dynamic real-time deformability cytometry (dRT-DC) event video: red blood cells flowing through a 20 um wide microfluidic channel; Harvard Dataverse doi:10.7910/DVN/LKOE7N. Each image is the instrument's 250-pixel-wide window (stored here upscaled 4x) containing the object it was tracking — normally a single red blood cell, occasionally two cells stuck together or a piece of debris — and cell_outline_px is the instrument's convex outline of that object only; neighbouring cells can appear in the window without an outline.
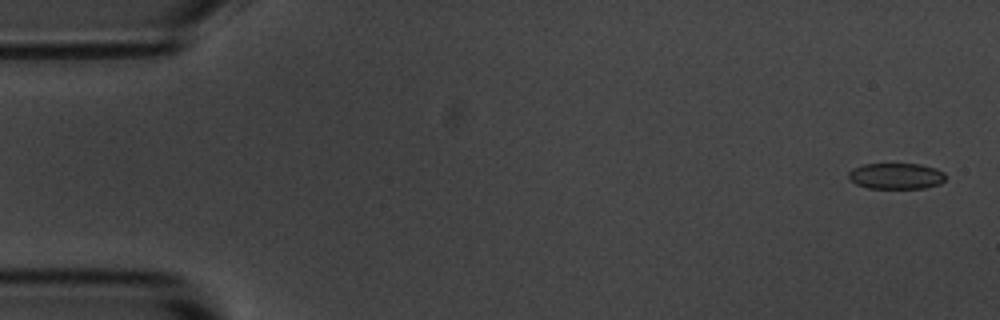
{"species": "common noctule bat (a hibernating species)", "species_latin": "Nyctalus noctula", "temperature_condition": "room temperature", "stored_images_in_passage": 55, "camera_frame_rate_fps": 3000, "um_per_image_px": 0.085, "animal": {"sex": "male", "body_mass_g": 20.1, "forearm_length_mm": 53.5}, "frame": {"image": 1, "passage_image": 2, "time_ms": 0.333, "image_size_px": [1000, 320], "cell_outline_px": [[944, 180], [940, 184], [924, 188], [868, 188], [856, 184], [848, 176], [848, 172], [852, 168], [864, 164], [920, 164], [936, 168], [944, 172]], "centroid_in_image_um": [76.17, 14.96], "position_along_channel_um": 8.8, "area_um2": 14.68}}
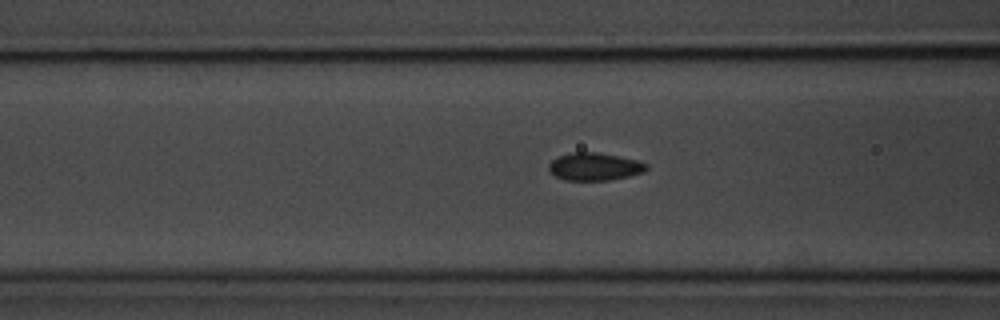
{"frame": {"image": 2, "passage_image": 21, "time_ms": 6.667, "image_size_px": [1000, 320], "cell_outline_px": [[648, 168], [644, 172], [628, 176], [608, 180], [564, 180], [556, 176], [548, 168], [548, 164], [552, 160], [560, 156], [572, 152], [596, 152], [640, 160], [648, 164]], "centroid_in_image_um": [50.57, 14.16], "position_along_channel_um": 116.0, "area_um2": 15.72}}
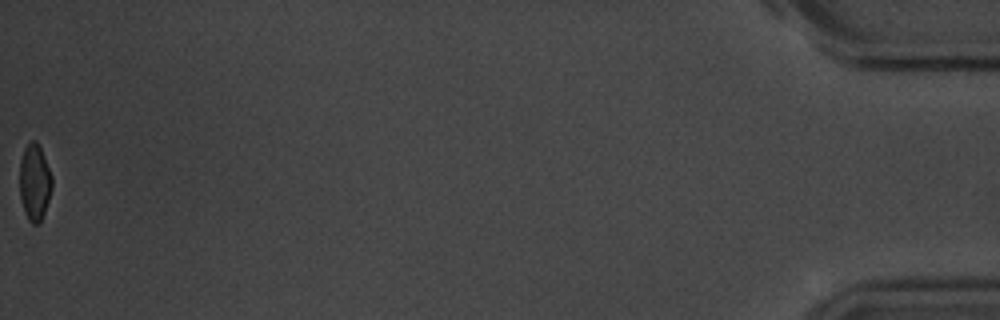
{"frame": {"image": 3, "passage_image": 55, "time_ms": 18.0, "image_size_px": [1000, 320], "cell_outline_px": [[52, 188], [40, 224], [32, 224], [28, 220], [24, 212], [20, 196], [20, 160], [24, 148], [32, 140], [36, 140], [40, 148], [52, 176]], "centroid_in_image_um": [2.93, 15.52], "position_along_channel_um": 432.3, "area_um2": 14.33}, "authors_computed_cell_mechanics": {"area_um2": 15.5482, "velocity_mm_per_s": 3.6807, "shape_relaxation_time_tau1_ms": 3.4909, "shape_relaxation_time_tau2_ms": 3.7961, "deformation_change_tau1": 0.076, "deformation_change_tau2": 0.0561}}